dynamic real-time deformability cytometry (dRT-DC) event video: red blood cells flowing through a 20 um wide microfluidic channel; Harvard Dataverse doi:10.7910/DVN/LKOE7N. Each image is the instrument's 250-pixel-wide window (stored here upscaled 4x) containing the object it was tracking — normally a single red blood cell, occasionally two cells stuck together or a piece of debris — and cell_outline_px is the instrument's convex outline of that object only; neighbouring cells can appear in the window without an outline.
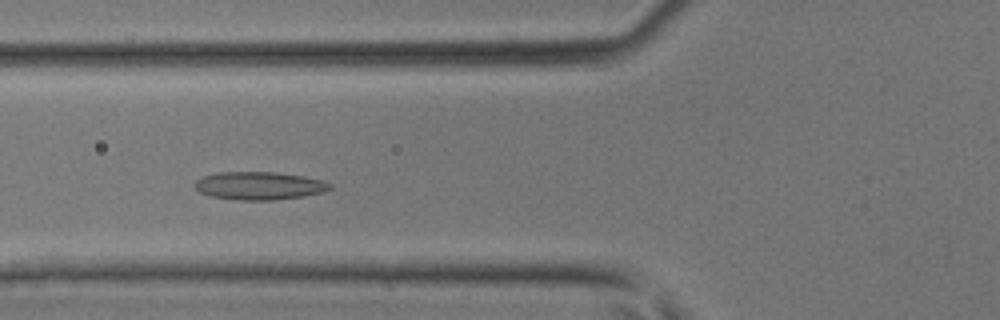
{"species": "common noctule bat (a hibernating species)", "species_latin": "Nyctalus noctula", "temperature_condition": "room temperature", "stored_images_in_passage": 42, "camera_frame_rate_fps": 3000, "um_per_image_px": 0.085, "animal": {"sex": "male", "body_mass_g": 17.9, "forearm_length_mm": 54.2}, "frame": {"image": 1, "passage_image": 14, "time_ms": 4.333, "image_size_px": [1000, 320], "cell_outline_px": [[332, 188], [324, 192], [304, 196], [272, 200], [236, 200], [208, 196], [200, 192], [192, 184], [196, 180], [204, 176], [216, 172], [276, 172], [304, 176], [324, 180], [332, 184]], "centroid_in_image_um": [22.04, 15.79], "position_along_channel_um": 103.8, "area_um2": 22.31}}
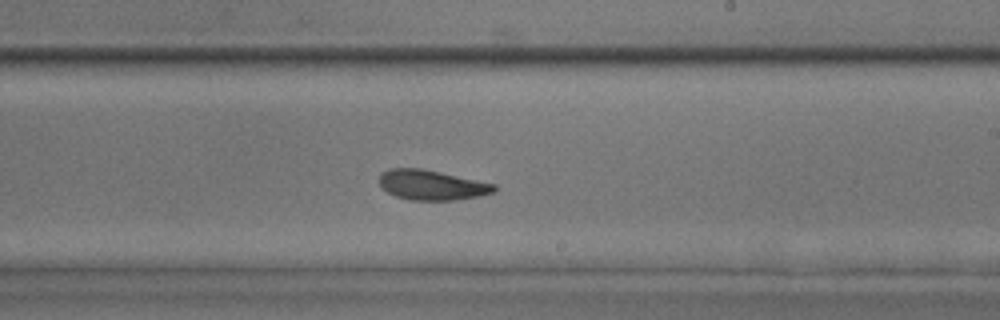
{"frame": {"image": 2, "passage_image": 24, "time_ms": 7.667, "image_size_px": [1000, 320], "cell_outline_px": [[496, 192], [480, 196], [452, 200], [412, 200], [396, 196], [388, 192], [380, 184], [380, 172], [388, 168], [420, 168], [440, 172], [496, 184]], "centroid_in_image_um": [36.71, 15.72], "position_along_channel_um": 252.3, "area_um2": 20.0}}
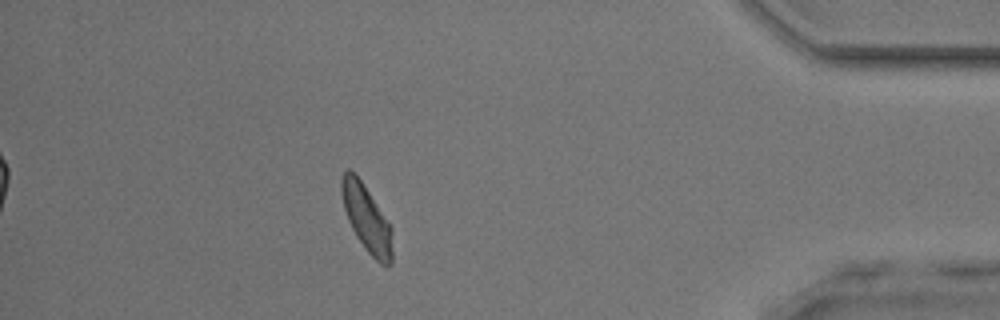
{"frame": {"image": 3, "passage_image": 37, "time_ms": 12.0, "image_size_px": [1000, 320], "cell_outline_px": [[392, 264], [388, 268], [380, 264], [364, 248], [356, 236], [348, 220], [344, 208], [340, 192], [340, 180], [344, 172], [348, 168], [356, 172], [388, 220], [392, 228]], "centroid_in_image_um": [31.16, 18.56], "position_along_channel_um": 404.0, "area_um2": 20.17}}